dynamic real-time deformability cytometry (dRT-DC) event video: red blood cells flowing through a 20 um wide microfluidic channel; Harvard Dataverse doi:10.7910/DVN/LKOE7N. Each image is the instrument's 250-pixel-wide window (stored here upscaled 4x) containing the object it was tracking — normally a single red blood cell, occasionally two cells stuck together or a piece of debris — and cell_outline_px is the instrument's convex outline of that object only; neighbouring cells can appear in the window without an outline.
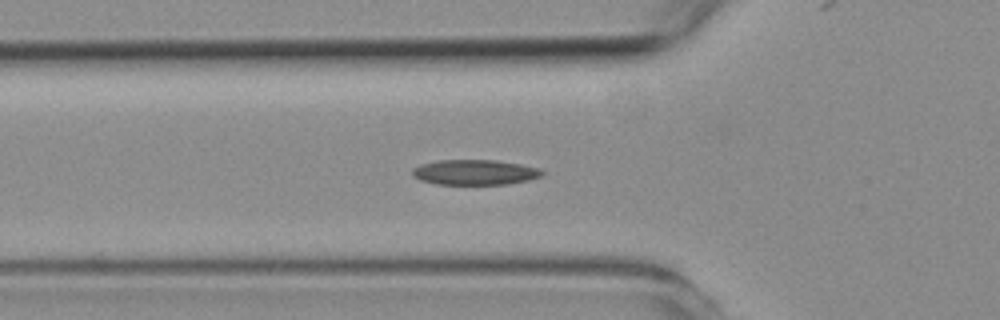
{"species": "common noctule bat (a hibernating species)", "species_latin": "Nyctalus noctula", "temperature_condition": "room temperature", "stored_images_in_passage": 38, "camera_frame_rate_fps": 3000, "um_per_image_px": 0.085, "animal": {"sex": "female", "body_mass_g": 19.3, "forearm_length_mm": 54.1}, "frame": {"image": 1, "passage_image": 2, "time_ms": 0.333, "image_size_px": [1000, 320], "cell_outline_px": [[544, 176], [528, 180], [508, 184], [436, 184], [420, 180], [412, 176], [412, 168], [420, 164], [440, 160], [496, 160], [520, 164], [540, 168], [544, 172]], "centroid_in_image_um": [40.37, 14.64], "position_along_channel_um": 85.4, "area_um2": 19.19}}
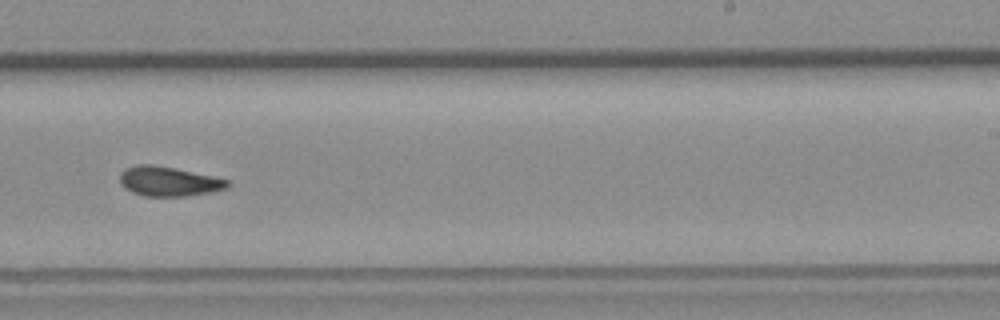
{"frame": {"image": 2, "passage_image": 17, "time_ms": 5.333, "image_size_px": [1000, 320], "cell_outline_px": [[232, 184], [228, 188], [212, 192], [188, 196], [144, 196], [132, 192], [124, 188], [120, 184], [120, 172], [124, 168], [136, 164], [152, 164], [212, 176], [228, 180]], "centroid_in_image_um": [14.32, 15.42], "position_along_channel_um": 274.7, "area_um2": 18.67}}
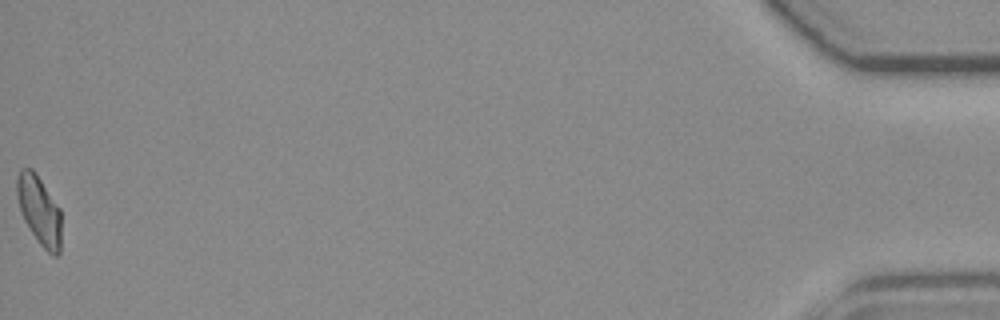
{"frame": {"image": 3, "passage_image": 38, "time_ms": 12.333, "image_size_px": [1000, 320], "cell_outline_px": [[60, 252], [56, 256], [52, 256], [40, 244], [24, 220], [20, 212], [16, 192], [16, 176], [20, 168], [32, 168], [36, 172], [60, 208]], "centroid_in_image_um": [3.32, 17.83], "position_along_channel_um": 431.9, "area_um2": 17.92}}